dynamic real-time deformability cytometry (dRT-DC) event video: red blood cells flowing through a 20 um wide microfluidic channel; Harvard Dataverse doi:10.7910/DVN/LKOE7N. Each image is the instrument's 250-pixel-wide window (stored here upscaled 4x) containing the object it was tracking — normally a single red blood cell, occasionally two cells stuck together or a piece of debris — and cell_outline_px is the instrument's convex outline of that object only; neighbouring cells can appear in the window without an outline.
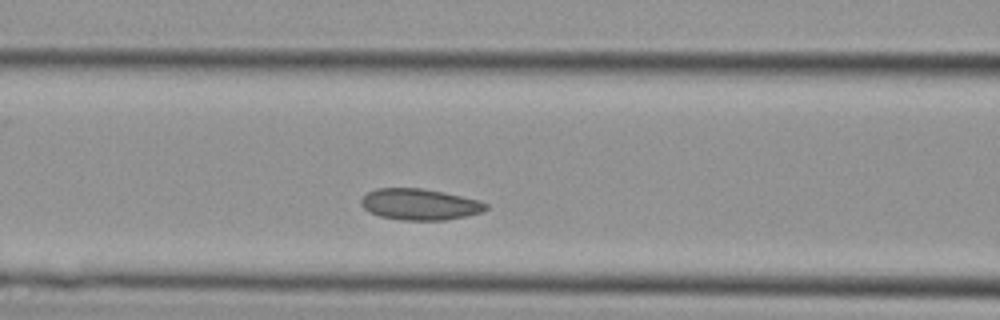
{"species": "Egyptian fruit bat (a non-hibernating species)", "species_latin": "Rousettus aegyptiacus", "temperature_condition": "cold", "stored_images_in_passage": 27, "camera_frame_rate_fps": 3000, "um_per_image_px": 0.085, "animal": {"sex": "female"}, "frame": {"image": 1, "passage_image": 4, "time_ms": 1.0, "image_size_px": [1000, 320], "cell_outline_px": [[488, 208], [480, 212], [468, 216], [444, 220], [400, 220], [380, 216], [368, 212], [360, 204], [360, 200], [368, 192], [376, 188], [420, 188], [444, 192], [480, 200], [488, 204]], "centroid_in_image_um": [35.67, 17.37], "position_along_channel_um": 130.9, "area_um2": 22.83}}
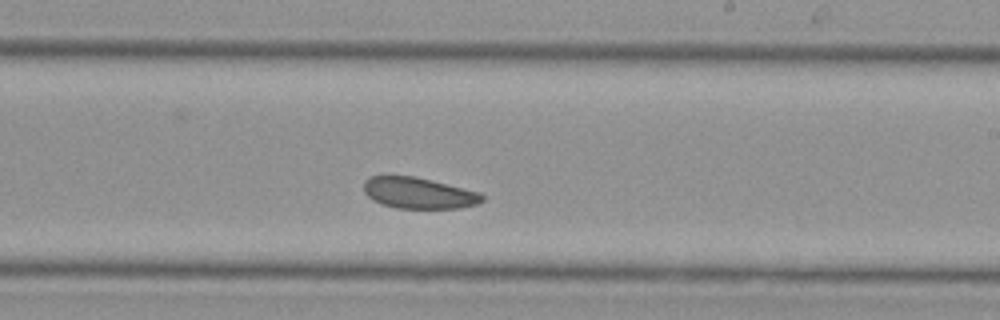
{"frame": {"image": 2, "passage_image": 11, "time_ms": 3.333, "image_size_px": [1000, 320], "cell_outline_px": [[484, 200], [476, 204], [460, 208], [396, 208], [372, 200], [364, 192], [364, 180], [372, 176], [388, 172], [412, 176], [480, 192], [484, 196]], "centroid_in_image_um": [35.52, 16.37], "position_along_channel_um": 253.5, "area_um2": 21.79}}
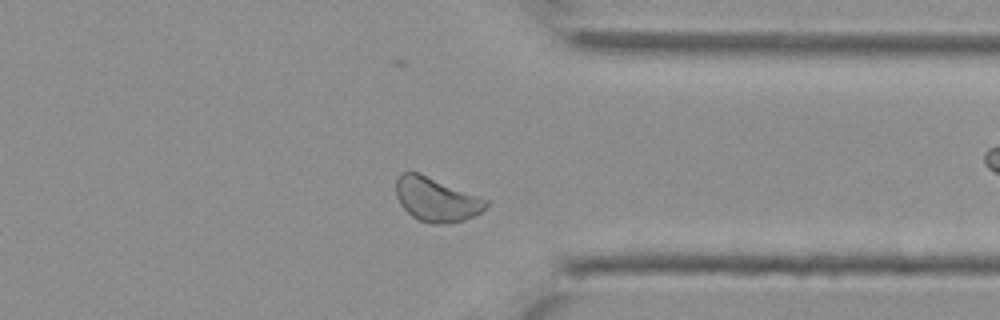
{"frame": {"image": 3, "passage_image": 18, "time_ms": 5.667, "image_size_px": [1000, 320], "cell_outline_px": [[488, 204], [480, 212], [464, 220], [448, 224], [432, 224], [420, 220], [412, 216], [400, 204], [396, 196], [396, 180], [400, 172], [416, 172], [488, 200]], "centroid_in_image_um": [37.05, 16.97], "position_along_channel_um": 374.4, "area_um2": 22.66}}